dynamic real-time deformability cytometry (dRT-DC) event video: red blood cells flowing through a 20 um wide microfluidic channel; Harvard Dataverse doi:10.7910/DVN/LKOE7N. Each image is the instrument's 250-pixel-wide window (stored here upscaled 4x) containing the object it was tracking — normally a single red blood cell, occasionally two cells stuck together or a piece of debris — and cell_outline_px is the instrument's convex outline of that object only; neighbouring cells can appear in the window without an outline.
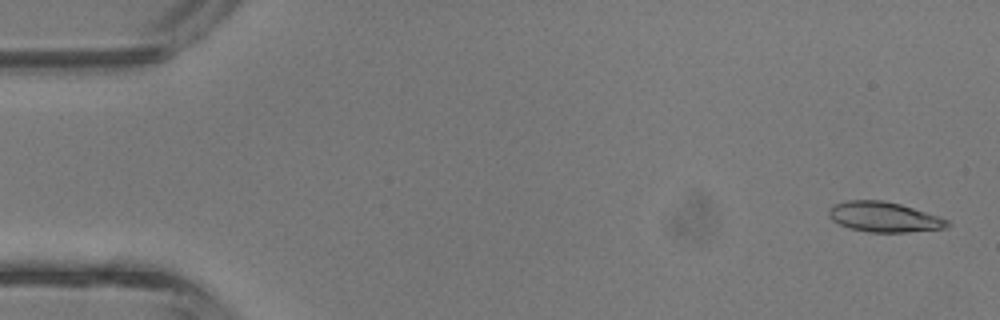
{"species": "common noctule bat (a hibernating species)", "species_latin": "Nyctalus noctula", "temperature_condition": "room temperature", "stored_images_in_passage": 42, "camera_frame_rate_fps": 3000, "um_per_image_px": 0.085, "animal": {"sex": "male", "body_mass_g": 13.3}, "frame": {"image": 1, "passage_image": 1, "time_ms": 0.0, "image_size_px": [1000, 320], "cell_outline_px": [[952, 224], [948, 228], [908, 232], [868, 232], [852, 228], [840, 224], [832, 220], [828, 216], [828, 208], [832, 204], [848, 200], [884, 200], [900, 204], [948, 220]], "centroid_in_image_um": [75.12, 18.44], "position_along_channel_um": 9.9, "area_um2": 20.75}}
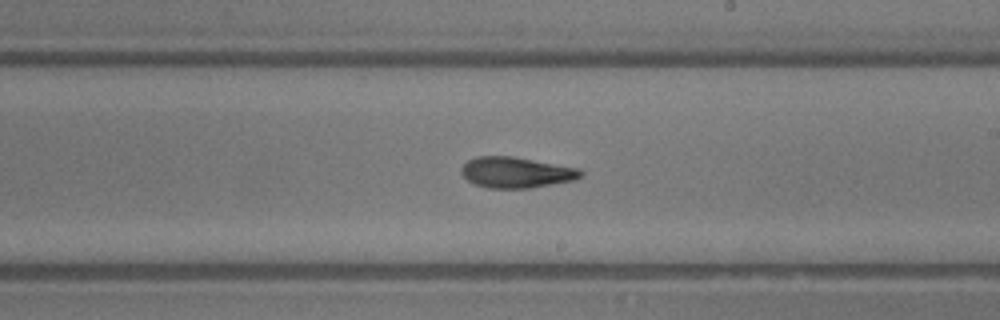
{"frame": {"image": 2, "passage_image": 24, "time_ms": 7.667, "image_size_px": [1000, 320], "cell_outline_px": [[584, 176], [572, 180], [528, 188], [488, 188], [476, 184], [468, 180], [460, 172], [460, 168], [468, 160], [476, 156], [512, 156], [580, 168], [584, 172]], "centroid_in_image_um": [43.88, 14.64], "position_along_channel_um": 245.1, "area_um2": 21.39}}
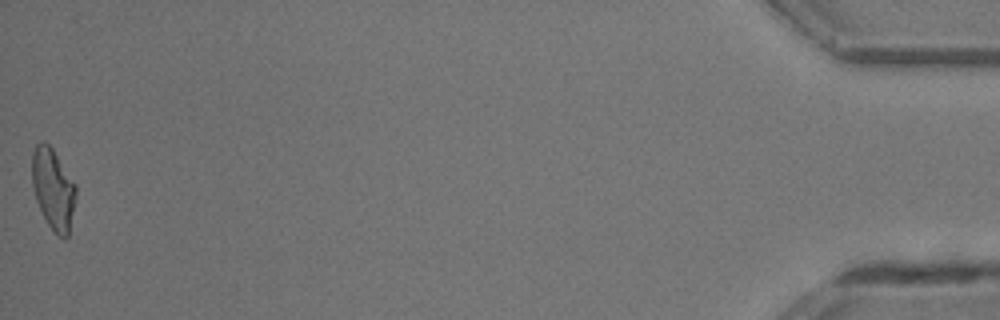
{"frame": {"image": 3, "passage_image": 42, "time_ms": 13.667, "image_size_px": [1000, 320], "cell_outline_px": [[76, 196], [68, 236], [64, 240], [56, 236], [48, 224], [36, 200], [32, 184], [32, 152], [36, 144], [40, 140], [44, 140], [52, 148], [76, 184]], "centroid_in_image_um": [4.52, 16.06], "position_along_channel_um": 430.7, "area_um2": 20.81}, "authors_computed_cell_mechanics": {"area_um2": 21.0103, "velocity_mm_per_s": 4.8205, "shape_relaxation_time_tau1_ms": 4.6386, "shape_relaxation_time_tau2_ms": 2.57, "deformation_change_tau1": 0.1533, "deformation_change_tau2": 0.1139}}